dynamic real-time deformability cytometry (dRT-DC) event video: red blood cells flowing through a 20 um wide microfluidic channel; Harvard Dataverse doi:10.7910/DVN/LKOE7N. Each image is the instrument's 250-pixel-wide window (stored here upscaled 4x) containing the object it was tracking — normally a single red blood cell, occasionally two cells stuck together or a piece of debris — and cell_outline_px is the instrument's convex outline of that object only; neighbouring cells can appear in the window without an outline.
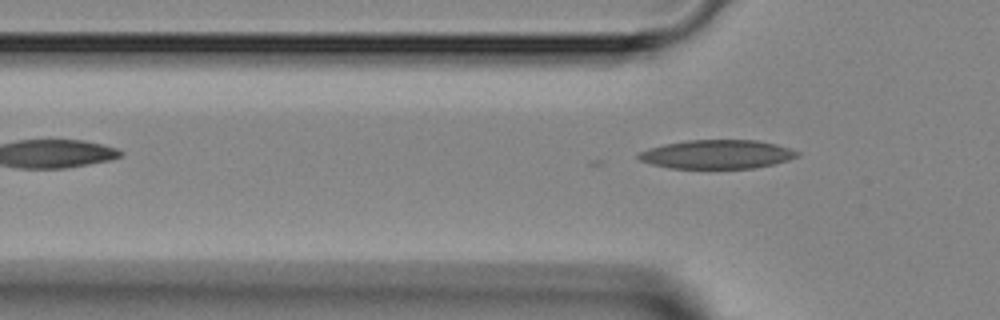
{"species": "Egyptian fruit bat (a non-hibernating species)", "species_latin": "Rousettus aegyptiacus", "temperature_condition": "room temperature", "stored_images_in_passage": 3, "camera_frame_rate_fps": 3000, "um_per_image_px": 0.085, "animal": {"sex": "female"}, "frame": {"image": 1, "passage_image": 3, "time_ms": 2.333, "image_size_px": [1000, 320], "cell_outline_px": [[800, 156], [788, 160], [756, 168], [672, 168], [652, 164], [640, 160], [636, 156], [640, 152], [664, 144], [688, 140], [756, 140], [776, 144], [800, 152]], "centroid_in_image_um": [60.98, 13.11], "position_along_channel_um": 64.8, "area_um2": 26.47}}